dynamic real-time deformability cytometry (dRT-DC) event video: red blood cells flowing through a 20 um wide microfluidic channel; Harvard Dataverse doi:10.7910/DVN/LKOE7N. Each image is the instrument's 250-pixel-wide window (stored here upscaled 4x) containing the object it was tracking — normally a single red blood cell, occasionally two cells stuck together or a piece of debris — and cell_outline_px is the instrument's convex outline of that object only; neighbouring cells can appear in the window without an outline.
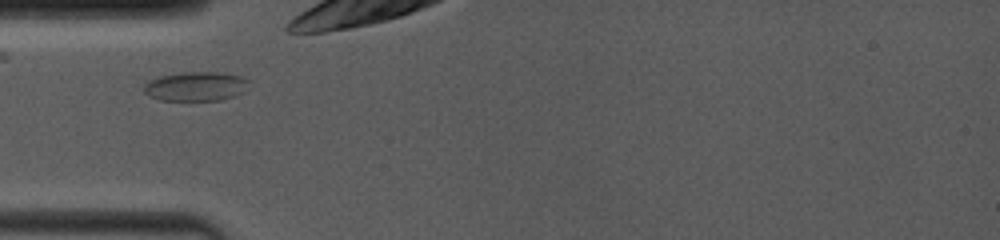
{"species": "common noctule bat (a hibernating species)", "species_latin": "Nyctalus noctula", "temperature_condition": "room temperature", "stored_images_in_passage": 26, "camera_frame_rate_fps": 4000, "um_per_image_px": 0.085, "animal": {"sex": "female", "body_mass_g": 19.0, "forearm_length_mm": 53.3}, "frame": {"image": 1, "passage_image": 1, "time_ms": 0.0, "image_size_px": [1000, 240], "cell_outline_px": [[252, 80], [244, 92], [236, 96], [220, 100], [160, 100], [148, 96], [144, 92], [144, 84], [160, 76], [184, 72], [220, 72], [240, 76]], "centroid_in_image_um": [16.7, 7.34], "position_along_channel_um": 68.3, "area_um2": 18.03}}